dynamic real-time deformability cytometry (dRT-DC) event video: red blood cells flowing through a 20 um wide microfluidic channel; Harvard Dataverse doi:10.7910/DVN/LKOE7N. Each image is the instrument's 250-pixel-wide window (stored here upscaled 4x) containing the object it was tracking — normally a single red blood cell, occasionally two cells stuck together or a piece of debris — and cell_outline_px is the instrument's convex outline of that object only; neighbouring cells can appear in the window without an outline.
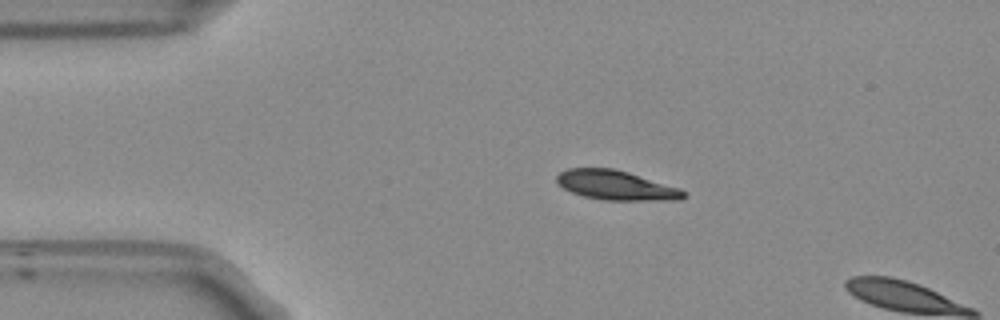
{"species": "Egyptian fruit bat (a non-hibernating species)", "species_latin": "Rousettus aegyptiacus", "temperature_condition": "room temperature", "stored_images_in_passage": 3, "camera_frame_rate_fps": 3000, "um_per_image_px": 0.085, "frame": {"image": 1, "passage_image": 1, "time_ms": 0.0, "image_size_px": [1000, 320], "cell_outline_px": [[684, 196], [680, 200], [604, 200], [584, 196], [572, 192], [556, 184], [556, 176], [560, 172], [568, 168], [612, 168], [628, 172], [680, 188], [684, 192]], "centroid_in_image_um": [52.32, 15.74], "position_along_channel_um": 32.7, "area_um2": 21.68}}